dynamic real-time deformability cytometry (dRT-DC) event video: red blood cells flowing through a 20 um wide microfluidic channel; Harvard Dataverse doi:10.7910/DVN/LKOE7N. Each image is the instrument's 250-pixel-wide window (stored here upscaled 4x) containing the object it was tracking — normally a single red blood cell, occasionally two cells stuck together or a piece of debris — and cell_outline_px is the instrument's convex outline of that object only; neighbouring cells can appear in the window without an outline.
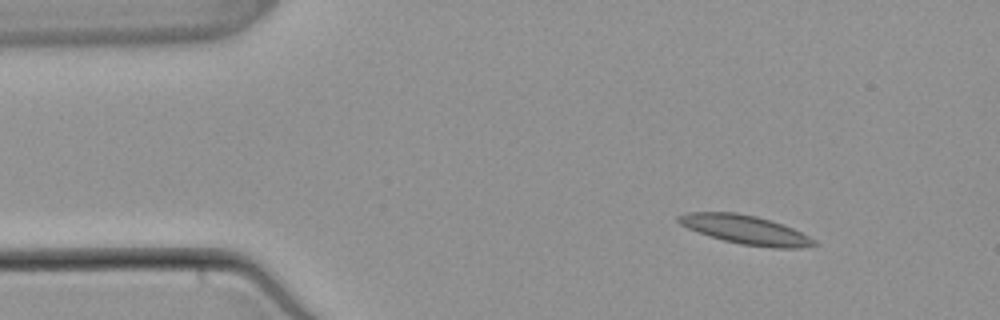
{"species": "common noctule bat (a hibernating species)", "species_latin": "Nyctalus noctula", "temperature_condition": "warm", "stored_images_in_passage": 3, "camera_frame_rate_fps": 3000, "um_per_image_px": 0.085, "animal": {"sex": "male", "body_mass_g": 21.5, "forearm_length_mm": 52.0}, "frame": {"image": 1, "passage_image": 1, "time_ms": 0.0, "image_size_px": [1000, 320], "cell_outline_px": [[820, 244], [800, 248], [772, 248], [740, 244], [708, 236], [688, 228], [680, 224], [676, 220], [676, 216], [688, 212], [736, 212], [756, 216], [772, 220], [784, 224], [816, 240]], "centroid_in_image_um": [63.37, 19.52], "position_along_channel_um": 21.6, "area_um2": 23.0}}